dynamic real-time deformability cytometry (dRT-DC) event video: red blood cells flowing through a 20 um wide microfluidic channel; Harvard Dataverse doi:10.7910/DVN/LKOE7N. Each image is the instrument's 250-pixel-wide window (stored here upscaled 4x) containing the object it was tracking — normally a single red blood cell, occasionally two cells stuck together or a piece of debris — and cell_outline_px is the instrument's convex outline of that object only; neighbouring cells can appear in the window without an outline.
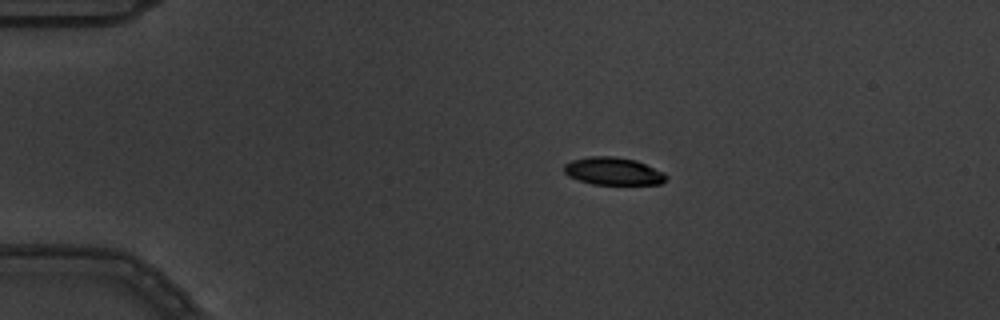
{"species": "common noctule bat (a hibernating species)", "species_latin": "Nyctalus noctula", "temperature_condition": "warm", "stored_images_in_passage": 7, "camera_frame_rate_fps": 3000, "um_per_image_px": 0.085, "animal": {"sex": "male", "body_mass_g": 19.5, "forearm_length_mm": 54.6}, "frame": {"image": 1, "passage_image": 2, "time_ms": 0.333, "image_size_px": [1000, 320], "cell_outline_px": [[668, 176], [660, 184], [592, 184], [568, 176], [564, 172], [564, 164], [572, 160], [588, 156], [612, 156], [636, 160], [664, 172]], "centroid_in_image_um": [52.11, 14.54], "position_along_channel_um": 32.9, "area_um2": 16.36}}
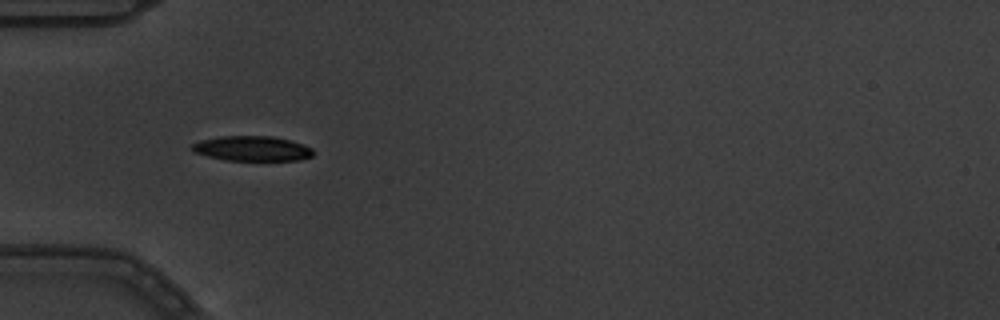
{"frame": {"image": 2, "passage_image": 4, "time_ms": 1.0, "image_size_px": [1000, 320], "cell_outline_px": [[316, 152], [312, 156], [300, 160], [224, 160], [192, 152], [192, 144], [200, 140], [220, 136], [272, 136], [304, 144], [312, 148]], "centroid_in_image_um": [21.44, 12.62], "position_along_channel_um": 63.6, "area_um2": 17.69}}